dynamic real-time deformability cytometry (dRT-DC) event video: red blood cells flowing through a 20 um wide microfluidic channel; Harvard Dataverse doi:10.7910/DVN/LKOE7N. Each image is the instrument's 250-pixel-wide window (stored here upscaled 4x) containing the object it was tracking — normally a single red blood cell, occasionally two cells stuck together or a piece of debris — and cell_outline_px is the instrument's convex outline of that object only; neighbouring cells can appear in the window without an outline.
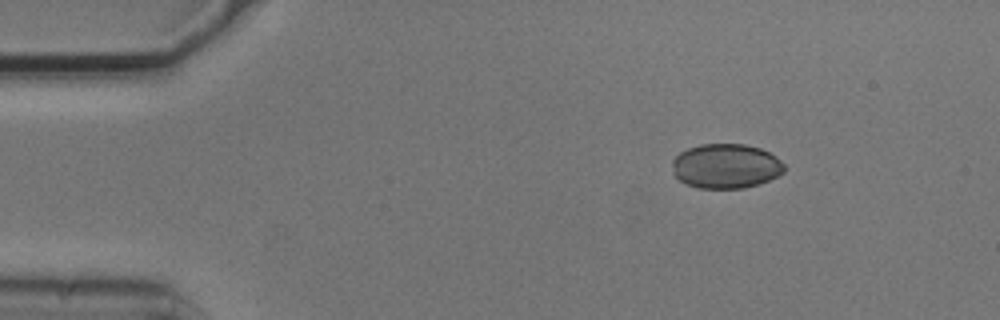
{"species": "common noctule bat (a hibernating species)", "species_latin": "Nyctalus noctula", "temperature_condition": "cold", "stored_images_in_passage": 3, "camera_frame_rate_fps": 3000, "um_per_image_px": 0.085, "animal": {"sex": "male", "body_mass_g": 20.5, "forearm_length_mm": 52.5}, "frame": {"image": 1, "passage_image": 1, "time_ms": 0.0, "image_size_px": [1000, 320], "cell_outline_px": [[784, 172], [760, 184], [744, 188], [696, 188], [684, 184], [672, 172], [672, 160], [680, 152], [688, 148], [700, 144], [744, 144], [760, 148], [776, 156], [784, 164]], "centroid_in_image_um": [61.68, 14.12], "position_along_channel_um": 23.3, "area_um2": 29.3}}